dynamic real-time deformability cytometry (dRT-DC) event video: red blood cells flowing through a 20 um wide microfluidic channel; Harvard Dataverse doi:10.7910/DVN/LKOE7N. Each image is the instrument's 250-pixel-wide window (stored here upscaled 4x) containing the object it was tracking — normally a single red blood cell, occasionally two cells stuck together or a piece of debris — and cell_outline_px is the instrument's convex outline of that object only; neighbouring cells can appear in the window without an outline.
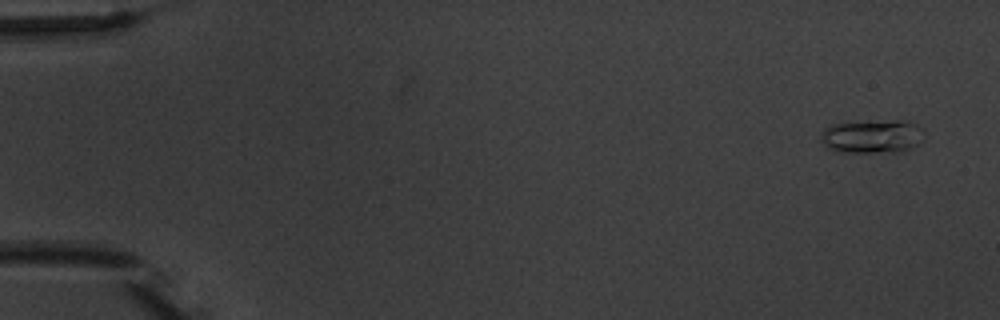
{"species": "common noctule bat (a hibernating species)", "species_latin": "Nyctalus noctula", "temperature_condition": "warm", "stored_images_in_passage": 5, "camera_frame_rate_fps": 3000, "um_per_image_px": 0.085, "animal": {"sex": "male", "body_mass_g": 20.1, "forearm_length_mm": 53.5}, "frame": {"image": 1, "passage_image": 1, "time_ms": 0.0, "image_size_px": [1000, 320], "cell_outline_px": [[924, 136], [920, 144], [904, 152], [840, 152], [828, 148], [824, 144], [820, 136], [824, 128], [836, 124], [896, 120], [908, 120], [924, 128]], "centroid_in_image_um": [74.23, 11.61], "position_along_channel_um": 10.8, "area_um2": 20.35}}
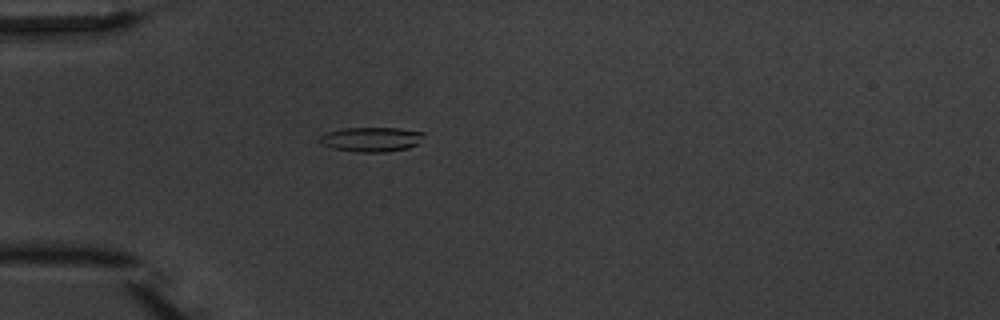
{"frame": {"image": 2, "passage_image": 5, "time_ms": 4.667, "image_size_px": [1000, 320], "cell_outline_px": [[424, 132], [416, 144], [408, 148], [384, 152], [360, 152], [332, 148], [320, 144], [316, 140], [324, 132], [340, 128], [400, 128]], "centroid_in_image_um": [31.45, 11.83], "position_along_channel_um": 53.5, "area_um2": 14.97}}